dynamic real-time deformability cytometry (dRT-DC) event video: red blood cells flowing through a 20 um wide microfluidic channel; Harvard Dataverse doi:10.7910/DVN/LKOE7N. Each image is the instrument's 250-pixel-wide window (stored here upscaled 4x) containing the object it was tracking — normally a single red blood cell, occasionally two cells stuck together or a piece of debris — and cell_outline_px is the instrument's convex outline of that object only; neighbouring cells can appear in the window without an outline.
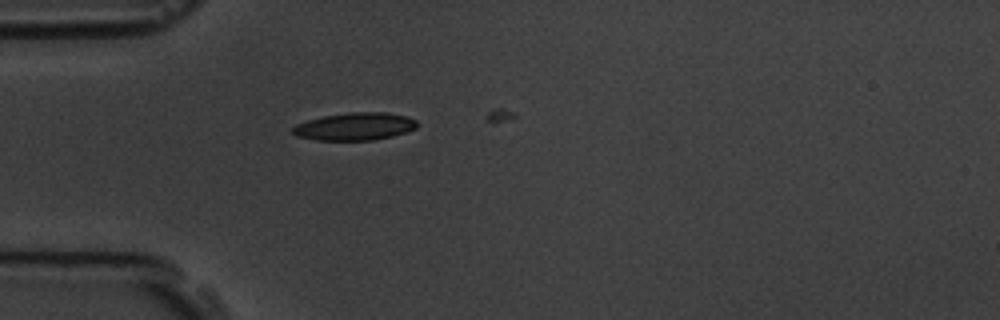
{"species": "common noctule bat (a hibernating species)", "species_latin": "Nyctalus noctula", "temperature_condition": "room temperature", "stored_images_in_passage": 1, "camera_frame_rate_fps": 3000, "um_per_image_px": 0.085, "animal": {"sex": "male", "body_mass_g": 19.5, "forearm_length_mm": 54.6}, "frame": {"image": 1, "passage_image": 1, "time_ms": 0.0, "image_size_px": [1000, 320], "cell_outline_px": [[416, 128], [392, 136], [372, 140], [316, 140], [296, 136], [292, 132], [292, 128], [296, 124], [308, 120], [324, 116], [348, 112], [388, 112], [404, 116], [416, 120]], "centroid_in_image_um": [30.13, 10.75], "position_along_channel_um": 54.9, "area_um2": 19.88}}